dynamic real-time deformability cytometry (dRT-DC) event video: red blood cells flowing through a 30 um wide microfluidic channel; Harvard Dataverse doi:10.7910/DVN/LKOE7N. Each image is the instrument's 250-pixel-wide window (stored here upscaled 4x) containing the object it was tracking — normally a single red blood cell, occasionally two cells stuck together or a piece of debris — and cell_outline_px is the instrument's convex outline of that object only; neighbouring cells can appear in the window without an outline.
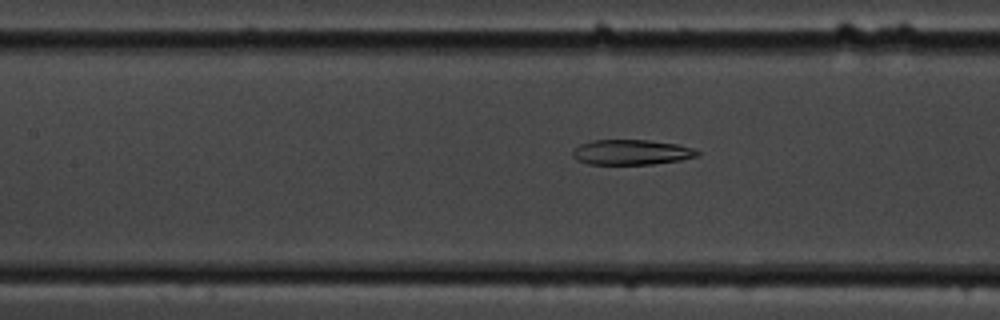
{"species": "common noctule bat (a hibernating species)", "species_latin": "Nyctalus noctula", "temperature_condition": "cold", "stored_images_in_passage": 47, "camera_frame_rate_fps": 3000, "um_per_image_px": 0.085, "animal": {"sex": "male", "body_mass_g": 19.5, "forearm_length_mm": 54.6}, "frame": {"image": 1, "passage_image": 15, "time_ms": 4.667, "image_size_px": [1000, 320], "cell_outline_px": [[700, 156], [680, 160], [652, 164], [588, 164], [576, 160], [572, 156], [572, 152], [580, 144], [592, 140], [648, 140], [676, 144], [692, 148], [700, 152]], "centroid_in_image_um": [53.66, 12.94], "position_along_channel_um": 153.7, "area_um2": 18.26}}
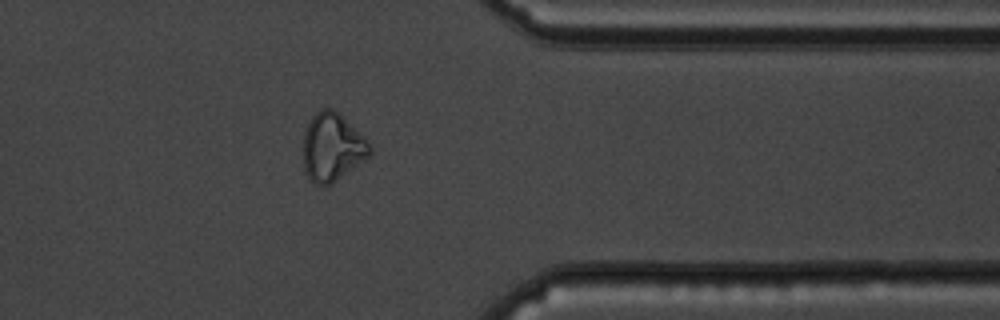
{"frame": {"image": 2, "passage_image": 36, "time_ms": 11.667, "image_size_px": [1000, 320], "cell_outline_px": [[372, 152], [368, 156], [332, 184], [324, 188], [316, 184], [304, 172], [304, 132], [312, 116], [316, 112], [324, 108], [332, 108], [340, 112], [364, 136], [372, 148]], "centroid_in_image_um": [28.24, 12.5], "position_along_channel_um": 383.2, "area_um2": 26.47}}
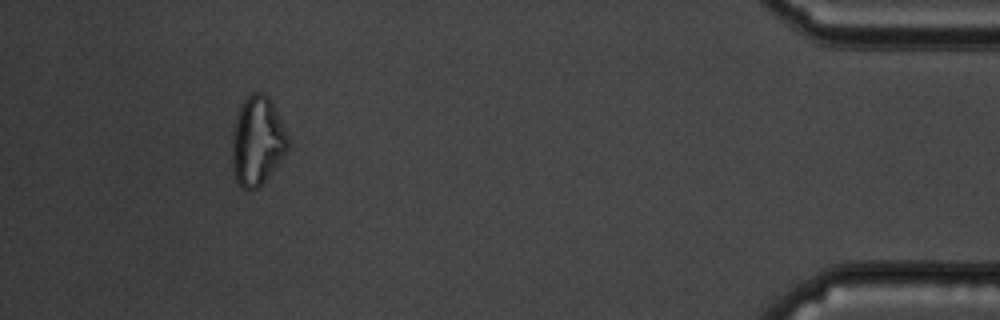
{"frame": {"image": 3, "passage_image": 43, "time_ms": 14.0, "image_size_px": [1000, 320], "cell_outline_px": [[288, 148], [260, 188], [252, 192], [248, 192], [236, 180], [232, 168], [232, 132], [236, 116], [240, 104], [252, 92], [260, 92], [268, 96], [272, 100], [288, 136]], "centroid_in_image_um": [21.85, 11.99], "position_along_channel_um": 413.4, "area_um2": 29.19}}